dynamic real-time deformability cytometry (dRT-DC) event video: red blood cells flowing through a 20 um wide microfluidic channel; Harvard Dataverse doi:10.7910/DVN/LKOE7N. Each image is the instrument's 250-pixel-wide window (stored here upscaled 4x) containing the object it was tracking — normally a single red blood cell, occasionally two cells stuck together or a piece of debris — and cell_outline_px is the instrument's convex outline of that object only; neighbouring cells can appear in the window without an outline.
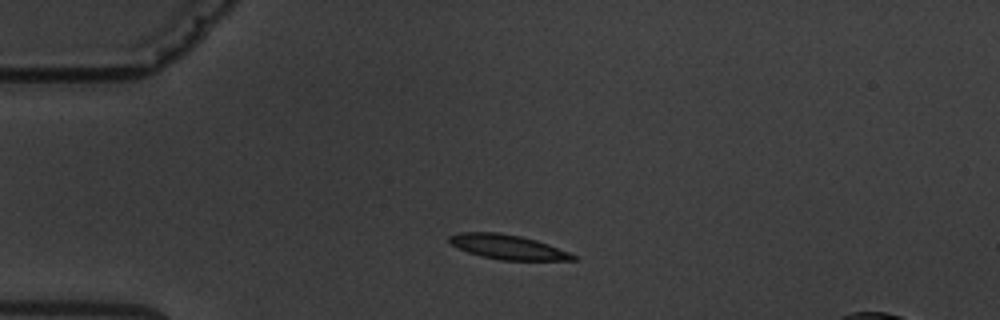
{"species": "common noctule bat (a hibernating species)", "species_latin": "Nyctalus noctula", "temperature_condition": "warm", "stored_images_in_passage": 3, "camera_frame_rate_fps": 3000, "um_per_image_px": 0.085, "animal": {"sex": "male", "body_mass_g": 19.5, "forearm_length_mm": 54.6}, "frame": {"image": 1, "passage_image": 2, "time_ms": 1.333, "image_size_px": [1000, 320], "cell_outline_px": [[576, 260], [500, 260], [480, 256], [468, 252], [452, 244], [448, 240], [448, 236], [460, 232], [500, 232], [520, 236], [536, 240], [572, 252], [576, 256]], "centroid_in_image_um": [43.18, 20.99], "position_along_channel_um": 41.8, "area_um2": 17.74}}